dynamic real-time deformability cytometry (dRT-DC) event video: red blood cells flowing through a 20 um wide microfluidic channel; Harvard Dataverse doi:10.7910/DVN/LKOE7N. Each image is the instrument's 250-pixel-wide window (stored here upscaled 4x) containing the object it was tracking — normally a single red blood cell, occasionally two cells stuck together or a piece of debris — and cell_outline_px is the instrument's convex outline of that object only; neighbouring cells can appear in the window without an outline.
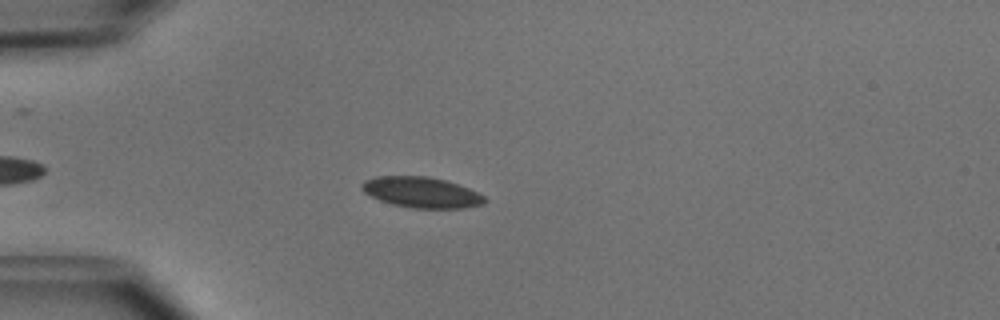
{"species": "common noctule bat (a hibernating species)", "species_latin": "Nyctalus noctula", "temperature_condition": "cold", "stored_images_in_passage": 43, "camera_frame_rate_fps": 3000, "um_per_image_px": 0.085, "animal": {"sex": "male", "body_mass_g": 15.6}, "frame": {"image": 1, "passage_image": 9, "time_ms": 2.667, "image_size_px": [1000, 320], "cell_outline_px": [[488, 200], [484, 204], [464, 208], [412, 208], [392, 204], [380, 200], [364, 192], [360, 188], [360, 184], [364, 180], [376, 176], [428, 176], [444, 180], [468, 188], [484, 196]], "centroid_in_image_um": [35.81, 16.35], "position_along_channel_um": 49.2, "area_um2": 21.96}}
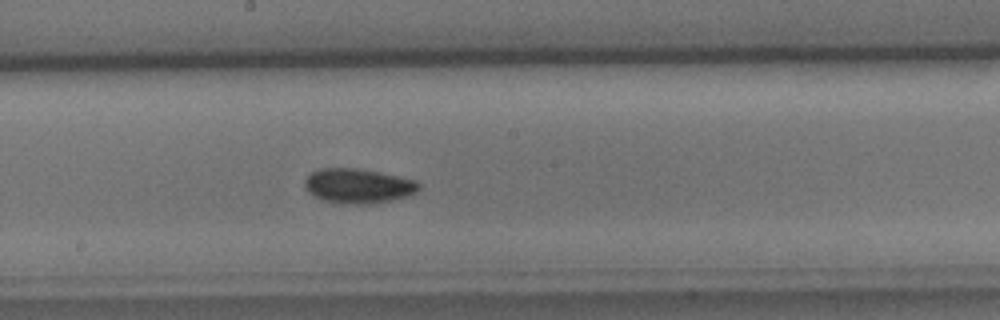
{"frame": {"image": 2, "passage_image": 23, "time_ms": 7.333, "image_size_px": [1000, 320], "cell_outline_px": [[420, 188], [416, 192], [392, 200], [376, 204], [344, 204], [324, 200], [308, 192], [304, 184], [304, 180], [312, 172], [320, 168], [356, 168], [380, 172], [416, 180], [420, 184]], "centroid_in_image_um": [30.45, 15.8], "position_along_channel_um": 217.8, "area_um2": 23.06}}
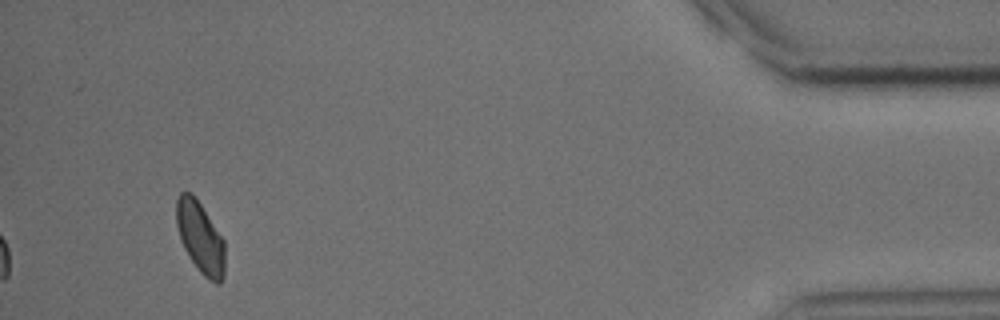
{"frame": {"image": 3, "passage_image": 43, "time_ms": 14.0, "image_size_px": [1000, 320], "cell_outline_px": [[224, 276], [220, 284], [216, 284], [204, 276], [200, 272], [184, 248], [180, 240], [176, 224], [176, 200], [180, 192], [192, 192], [224, 240]], "centroid_in_image_um": [17.01, 20.18], "position_along_channel_um": 418.2, "area_um2": 20.06}, "authors_computed_cell_mechanics": {"area_um2": 21.5016, "velocity_mm_per_s": 3.9614, "shape_relaxation_time_tau1_ms": 2.1795, "shape_relaxation_time_tau2_ms": null, "deformation_change_tau1": 0.0691, "deformation_change_tau2": null}}